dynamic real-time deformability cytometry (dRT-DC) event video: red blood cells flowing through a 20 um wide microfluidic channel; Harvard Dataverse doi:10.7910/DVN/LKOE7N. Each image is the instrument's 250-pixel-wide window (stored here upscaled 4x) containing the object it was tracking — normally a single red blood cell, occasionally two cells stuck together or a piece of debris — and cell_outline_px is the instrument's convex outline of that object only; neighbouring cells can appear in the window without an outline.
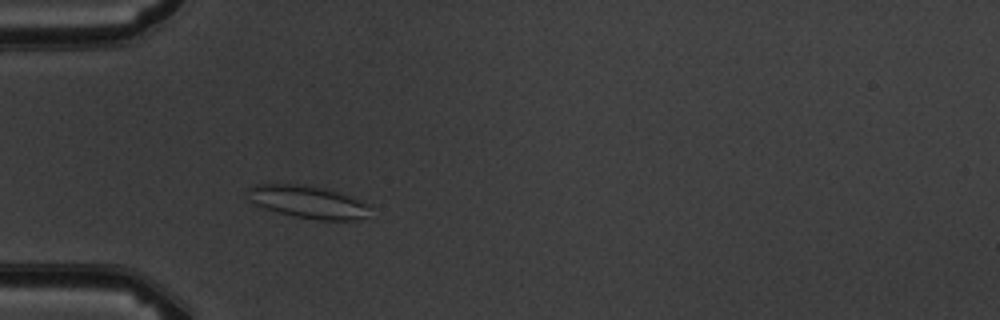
{"species": "common noctule bat (a hibernating species)", "species_latin": "Nyctalus noctula", "temperature_condition": "warm", "stored_images_in_passage": 3, "camera_frame_rate_fps": 3000, "um_per_image_px": 0.085, "animal": {"sex": "male", "body_mass_g": 19.5, "forearm_length_mm": 54.6}, "frame": {"image": 1, "passage_image": 3, "time_ms": 2.0, "image_size_px": [1000, 320], "cell_outline_px": [[368, 208], [364, 216], [352, 220], [320, 220], [296, 216], [264, 208], [256, 204], [252, 200], [248, 188], [256, 184], [296, 184], [324, 188], [352, 196], [364, 204]], "centroid_in_image_um": [26.15, 17.15], "position_along_channel_um": 58.9, "area_um2": 22.37}}